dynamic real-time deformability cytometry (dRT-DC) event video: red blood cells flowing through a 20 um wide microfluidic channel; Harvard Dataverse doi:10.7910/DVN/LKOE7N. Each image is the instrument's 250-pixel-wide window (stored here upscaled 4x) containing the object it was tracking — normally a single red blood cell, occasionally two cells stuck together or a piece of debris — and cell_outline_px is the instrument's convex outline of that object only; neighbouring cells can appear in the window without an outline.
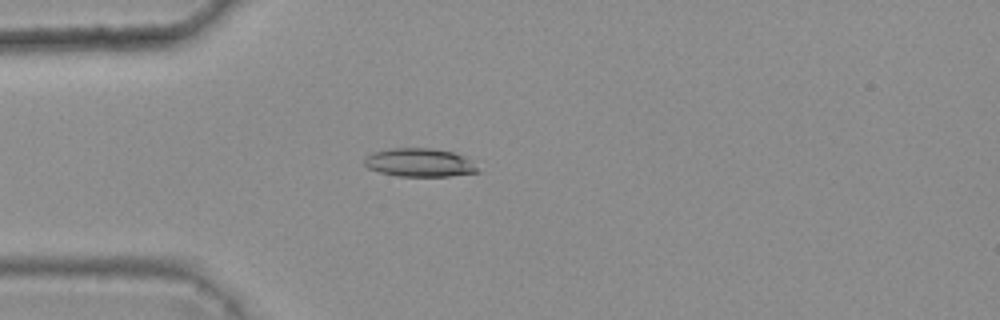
{"species": "common noctule bat (a hibernating species)", "species_latin": "Nyctalus noctula", "temperature_condition": "warm", "stored_images_in_passage": 6, "camera_frame_rate_fps": 3000, "um_per_image_px": 0.085, "animal": {"sex": "female", "body_mass_g": 25.1}, "frame": {"image": 1, "passage_image": 5, "time_ms": 1.333, "image_size_px": [1000, 320], "cell_outline_px": [[480, 172], [448, 176], [396, 176], [380, 172], [368, 168], [364, 164], [364, 156], [372, 152], [392, 148], [432, 148], [452, 152], [464, 156]], "centroid_in_image_um": [35.59, 13.81], "position_along_channel_um": 49.4, "area_um2": 18.67}}